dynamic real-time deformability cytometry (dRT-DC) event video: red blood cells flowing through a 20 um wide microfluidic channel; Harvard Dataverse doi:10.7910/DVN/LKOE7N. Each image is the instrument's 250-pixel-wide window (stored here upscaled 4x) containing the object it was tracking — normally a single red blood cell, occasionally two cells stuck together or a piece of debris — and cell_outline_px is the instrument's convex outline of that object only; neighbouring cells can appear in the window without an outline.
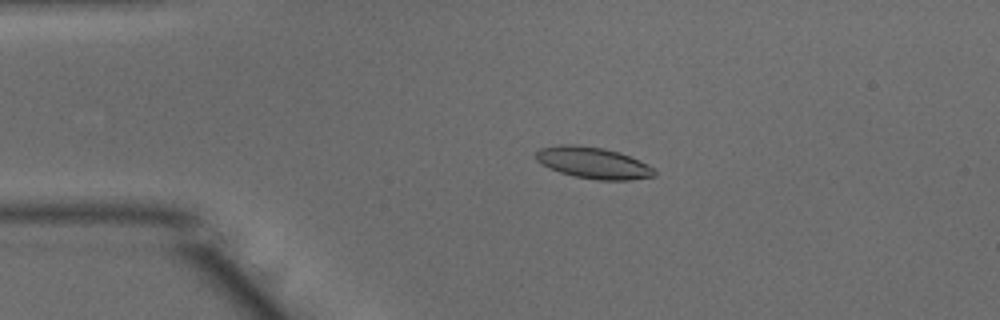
{"species": "common noctule bat (a hibernating species)", "species_latin": "Nyctalus noctula", "temperature_condition": "warm", "stored_images_in_passage": 50, "camera_frame_rate_fps": 3000, "um_per_image_px": 0.085, "animal": {"sex": "male", "body_mass_g": 15.6}, "frame": {"image": 1, "passage_image": 10, "time_ms": 3.0, "image_size_px": [1000, 320], "cell_outline_px": [[656, 176], [632, 180], [596, 180], [576, 176], [560, 172], [548, 168], [540, 164], [536, 160], [536, 152], [540, 148], [560, 144], [572, 144], [604, 148], [620, 152], [652, 168], [656, 172]], "centroid_in_image_um": [50.37, 13.84], "position_along_channel_um": 34.6, "area_um2": 21.62}}
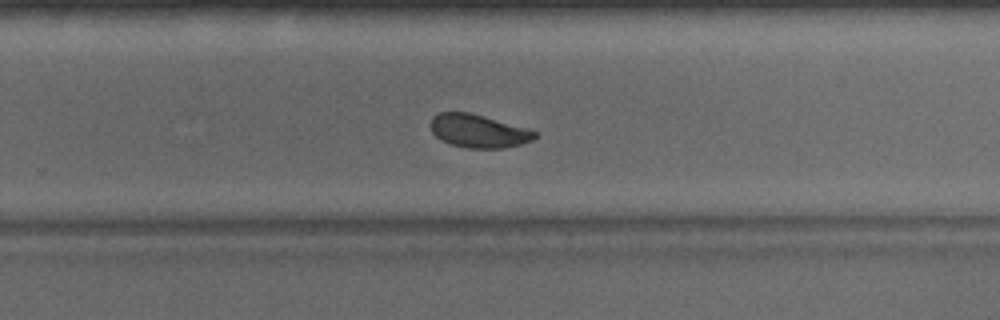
{"frame": {"image": 2, "passage_image": 32, "time_ms": 10.333, "image_size_px": [1000, 320], "cell_outline_px": [[536, 136], [532, 140], [520, 144], [504, 148], [468, 148], [448, 144], [440, 140], [432, 132], [432, 116], [440, 112], [468, 112], [484, 116], [524, 128], [536, 132]], "centroid_in_image_um": [40.62, 11.14], "position_along_channel_um": 289.2, "area_um2": 19.88}}
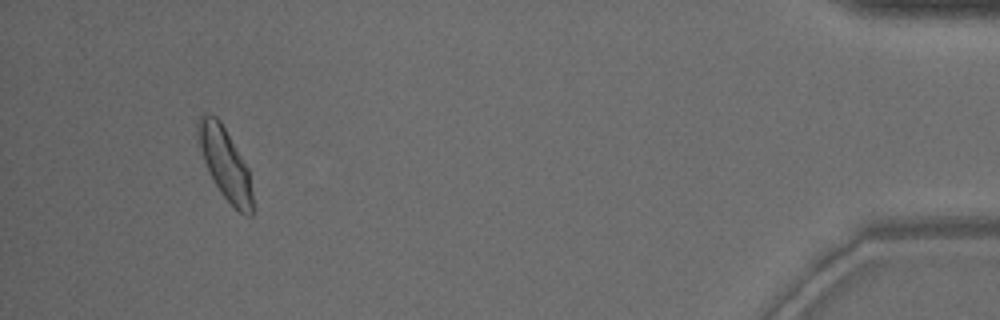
{"frame": {"image": 3, "passage_image": 47, "time_ms": 15.333, "image_size_px": [1000, 320], "cell_outline_px": [[252, 216], [244, 216], [220, 192], [208, 172], [200, 148], [196, 132], [196, 124], [200, 116], [208, 112], [216, 116], [220, 120], [248, 168], [252, 192]], "centroid_in_image_um": [19.11, 13.86], "position_along_channel_um": 416.1, "area_um2": 22.54}, "authors_computed_cell_mechanics": {"area_um2": 21.0392, "velocity_mm_per_s": 3.9593, "shape_relaxation_time_tau1_ms": 3.2777, "shape_relaxation_time_tau2_ms": 1.86, "deformation_change_tau1": 0.1101, "deformation_change_tau2": 0.0764}}